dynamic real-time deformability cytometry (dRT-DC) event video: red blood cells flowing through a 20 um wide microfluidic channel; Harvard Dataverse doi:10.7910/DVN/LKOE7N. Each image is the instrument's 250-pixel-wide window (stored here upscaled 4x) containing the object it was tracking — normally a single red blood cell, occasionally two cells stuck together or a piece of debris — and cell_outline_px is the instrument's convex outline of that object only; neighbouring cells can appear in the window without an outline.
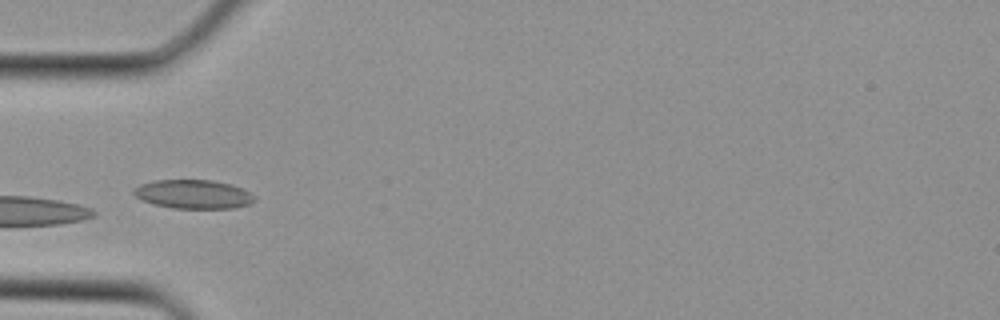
{"species": "Egyptian fruit bat (a non-hibernating species)", "species_latin": "Rousettus aegyptiacus", "temperature_condition": "cold", "stored_images_in_passage": 1, "camera_frame_rate_fps": 3000, "um_per_image_px": 0.085, "animal": {"sex": "female"}, "frame": {"image": 1, "passage_image": 1, "time_ms": 0.0, "image_size_px": [1000, 320], "cell_outline_px": [[256, 200], [248, 204], [232, 208], [172, 208], [152, 204], [136, 196], [132, 192], [132, 188], [140, 184], [152, 180], [212, 180], [232, 184], [256, 196]], "centroid_in_image_um": [16.4, 16.5], "position_along_channel_um": 68.6, "area_um2": 20.35}}